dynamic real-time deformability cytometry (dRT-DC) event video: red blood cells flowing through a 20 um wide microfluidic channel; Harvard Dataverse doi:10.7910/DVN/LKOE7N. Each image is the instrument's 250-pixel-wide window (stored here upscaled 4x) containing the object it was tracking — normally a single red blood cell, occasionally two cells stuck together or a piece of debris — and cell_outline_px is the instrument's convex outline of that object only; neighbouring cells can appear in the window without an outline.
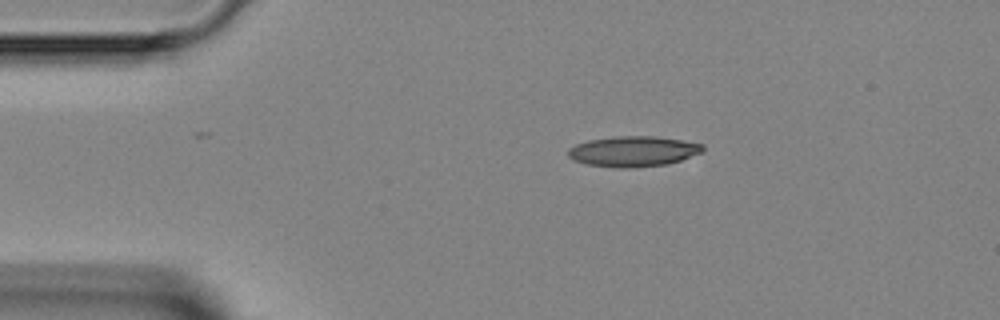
{"species": "Egyptian fruit bat (a non-hibernating species)", "species_latin": "Rousettus aegyptiacus", "temperature_condition": "room temperature", "stored_images_in_passage": 39, "camera_frame_rate_fps": 3000, "um_per_image_px": 0.085, "animal": {"sex": "female"}, "frame": {"image": 1, "passage_image": 1, "time_ms": 0.0, "image_size_px": [1000, 320], "cell_outline_px": [[704, 152], [680, 160], [664, 164], [624, 168], [588, 164], [572, 160], [568, 156], [568, 148], [576, 144], [588, 140], [616, 136], [656, 136], [704, 144]], "centroid_in_image_um": [53.82, 12.85], "position_along_channel_um": 31.2, "area_um2": 23.7}}
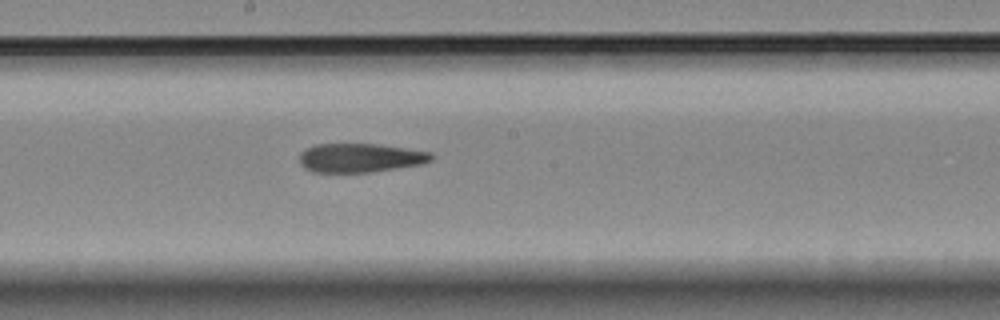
{"frame": {"image": 2, "passage_image": 17, "time_ms": 5.333, "image_size_px": [1000, 320], "cell_outline_px": [[436, 156], [432, 160], [424, 164], [372, 172], [312, 172], [304, 168], [300, 164], [300, 152], [316, 144], [380, 144], [432, 152]], "centroid_in_image_um": [30.67, 13.42], "position_along_channel_um": 217.5, "area_um2": 22.48}}
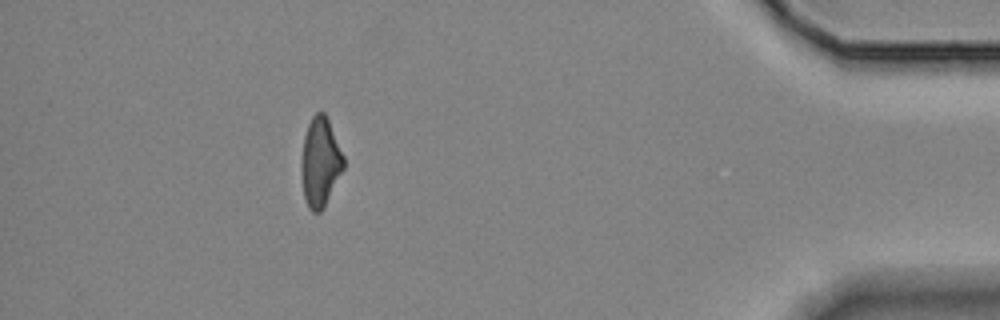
{"frame": {"image": 3, "passage_image": 34, "time_ms": 11.0, "image_size_px": [1000, 320], "cell_outline_px": [[344, 168], [324, 208], [320, 212], [312, 212], [308, 208], [304, 196], [300, 168], [300, 164], [304, 136], [308, 124], [312, 116], [316, 112], [324, 112], [328, 120], [344, 156]], "centroid_in_image_um": [27.21, 13.8], "position_along_channel_um": 408.0, "area_um2": 22.02}}